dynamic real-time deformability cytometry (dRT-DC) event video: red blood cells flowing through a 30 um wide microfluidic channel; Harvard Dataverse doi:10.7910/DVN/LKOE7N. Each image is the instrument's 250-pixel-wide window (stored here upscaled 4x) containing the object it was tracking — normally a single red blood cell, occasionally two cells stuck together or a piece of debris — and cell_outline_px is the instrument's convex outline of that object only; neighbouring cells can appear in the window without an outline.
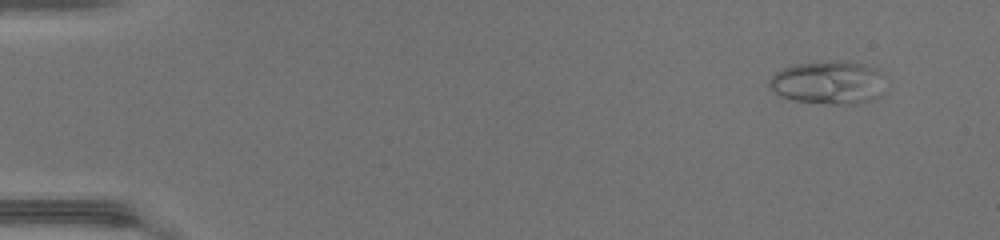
{"species": "common noctule bat (a hibernating species)", "species_latin": "Nyctalus noctula", "temperature_condition": "warm", "stored_images_in_passage": 45, "camera_frame_rate_fps": 3000, "um_per_image_px": 0.085, "animal": {"sex": "female", "body_mass_g": 17.0, "forearm_length_mm": 48.0}, "frame": {"image": 1, "passage_image": 1, "time_ms": 0.0, "image_size_px": [1000, 240], "cell_outline_px": [[884, 72], [880, 96], [872, 100], [860, 104], [828, 104], [796, 100], [780, 96], [768, 84], [768, 80], [776, 72], [792, 64], [828, 60], [852, 60], [868, 64]], "centroid_in_image_um": [70.46, 6.98], "position_along_channel_um": 14.5, "area_um2": 29.88}}
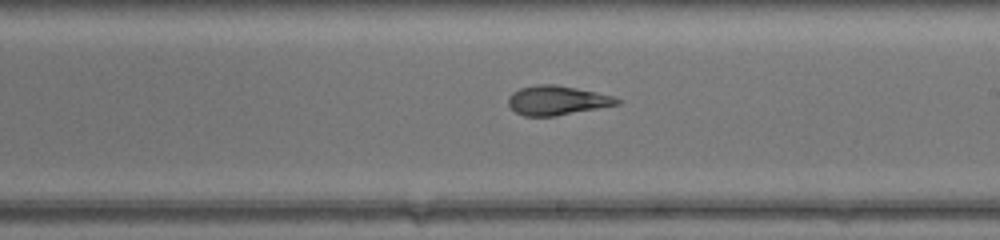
{"frame": {"image": 2, "passage_image": 26, "time_ms": 8.333, "image_size_px": [1000, 240], "cell_outline_px": [[620, 104], [556, 116], [524, 116], [516, 112], [508, 104], [508, 96], [512, 92], [520, 88], [536, 84], [556, 84], [576, 88], [612, 96], [620, 100]], "centroid_in_image_um": [47.31, 8.53], "position_along_channel_um": 241.7, "area_um2": 18.5}}
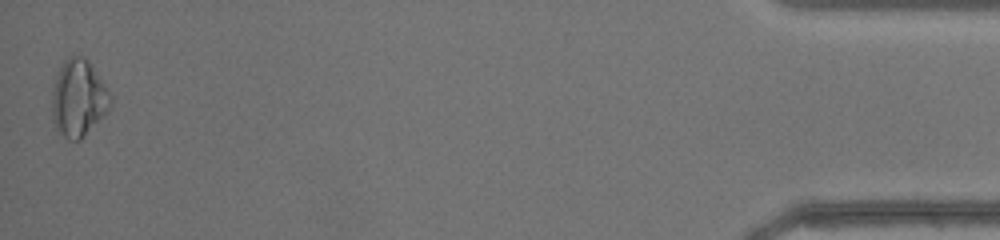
{"frame": {"image": 3, "passage_image": 45, "time_ms": 14.667, "image_size_px": [1000, 240], "cell_outline_px": [[112, 104], [108, 112], [80, 140], [68, 140], [56, 128], [52, 112], [52, 100], [56, 76], [64, 60], [68, 56], [84, 56], [88, 60], [112, 96]], "centroid_in_image_um": [6.7, 8.35], "position_along_channel_um": 428.5, "area_um2": 26.01}, "authors_computed_cell_mechanics": {"area_um2": 20.23, "velocity_mm_per_s": 4.364, "shape_relaxation_time_tau1_ms": 8.3711, "shape_relaxation_time_tau2_ms": 1.3719, "deformation_change_tau1": 0.2632, "deformation_change_tau2": 0.0983}}